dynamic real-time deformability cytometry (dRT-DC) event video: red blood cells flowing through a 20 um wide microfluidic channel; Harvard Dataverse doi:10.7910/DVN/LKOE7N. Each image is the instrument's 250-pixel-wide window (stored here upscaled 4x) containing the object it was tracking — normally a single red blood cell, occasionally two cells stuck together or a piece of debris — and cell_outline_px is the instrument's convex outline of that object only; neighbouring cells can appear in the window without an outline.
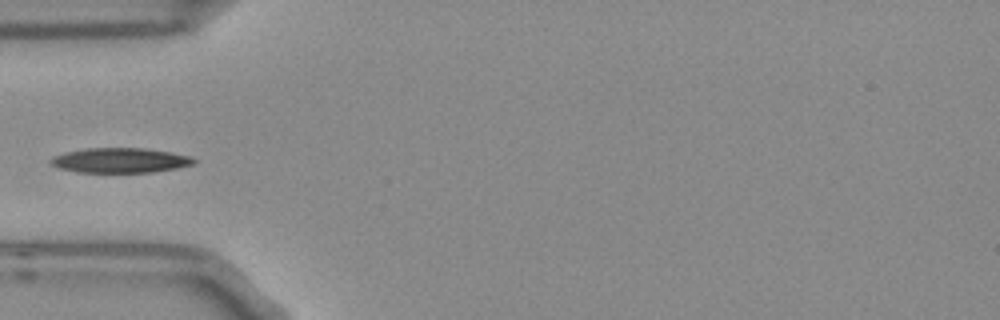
{"species": "Egyptian fruit bat (a non-hibernating species)", "species_latin": "Rousettus aegyptiacus", "temperature_condition": "room temperature", "stored_images_in_passage": 5, "camera_frame_rate_fps": 3000, "um_per_image_px": 0.085, "frame": {"image": 1, "passage_image": 4, "time_ms": 1.0, "image_size_px": [1000, 320], "cell_outline_px": [[196, 164], [176, 168], [152, 172], [76, 172], [60, 168], [52, 164], [48, 160], [52, 156], [64, 152], [88, 148], [144, 148], [172, 152], [192, 156], [196, 160]], "centroid_in_image_um": [10.23, 13.62], "position_along_channel_um": 74.8, "area_um2": 20.87}}
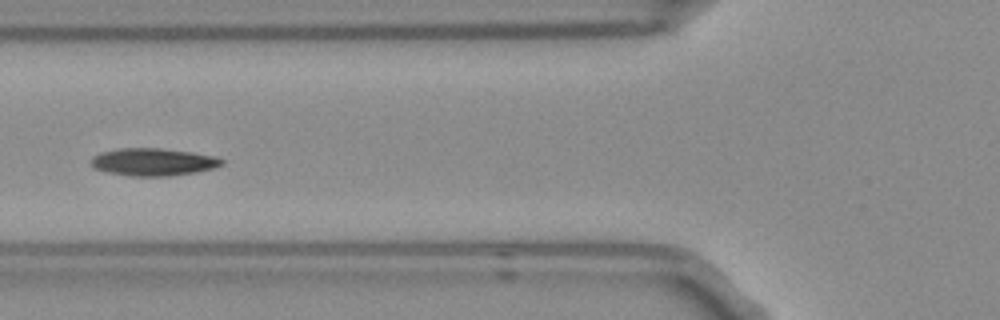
{"frame": {"image": 2, "passage_image": 5, "time_ms": 1.333, "image_size_px": [1000, 320], "cell_outline_px": [[224, 164], [212, 168], [196, 172], [168, 176], [132, 176], [108, 172], [96, 168], [88, 160], [92, 156], [100, 152], [120, 148], [160, 148], [192, 152], [216, 156], [224, 160]], "centroid_in_image_um": [13.02, 13.76], "position_along_channel_um": 112.8, "area_um2": 20.98}}